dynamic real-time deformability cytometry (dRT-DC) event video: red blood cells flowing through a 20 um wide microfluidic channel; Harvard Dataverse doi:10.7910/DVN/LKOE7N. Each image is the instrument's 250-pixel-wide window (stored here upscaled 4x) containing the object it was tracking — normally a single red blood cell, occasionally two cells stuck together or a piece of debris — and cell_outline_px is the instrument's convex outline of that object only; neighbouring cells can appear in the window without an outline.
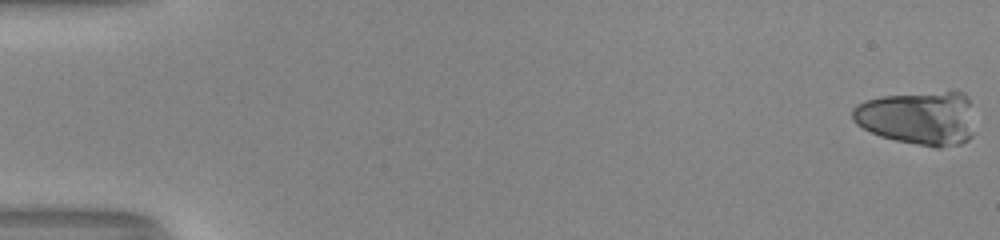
{"species": "human", "species_latin": "Homo sapiens", "temperature_condition": "room temperature", "stored_images_in_passage": 53, "camera_frame_rate_fps": 3000, "um_per_image_px": 0.085, "donor": {"sex": "male"}, "frame": {"image": 1, "passage_image": 1, "time_ms": 0.0, "image_size_px": [1000, 240], "cell_outline_px": [[972, 136], [968, 140], [960, 144], [940, 148], [936, 148], [896, 140], [880, 136], [856, 124], [852, 120], [852, 108], [856, 104], [868, 100], [884, 96], [948, 92], [964, 92], [968, 96], [972, 132]], "centroid_in_image_um": [78.03, 10.05], "position_along_channel_um": 7.0, "area_um2": 37.86}}
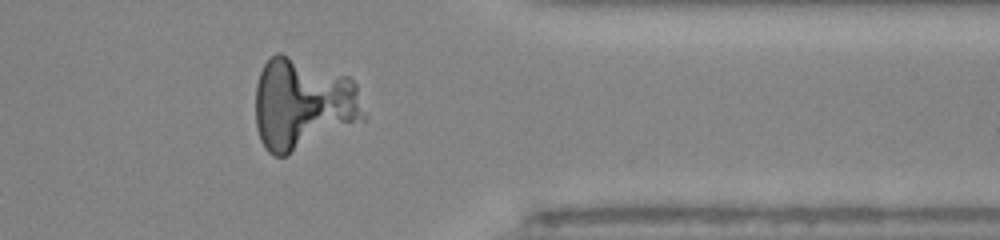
{"frame": {"image": 2, "passage_image": 44, "time_ms": 14.333, "image_size_px": [1000, 240], "cell_outline_px": [[364, 120], [288, 156], [272, 156], [264, 148], [260, 140], [256, 128], [256, 84], [260, 72], [264, 64], [276, 52], [280, 52], [348, 76], [356, 84], [364, 112]], "centroid_in_image_um": [25.72, 8.87], "position_along_channel_um": 385.7, "area_um2": 58.15}}
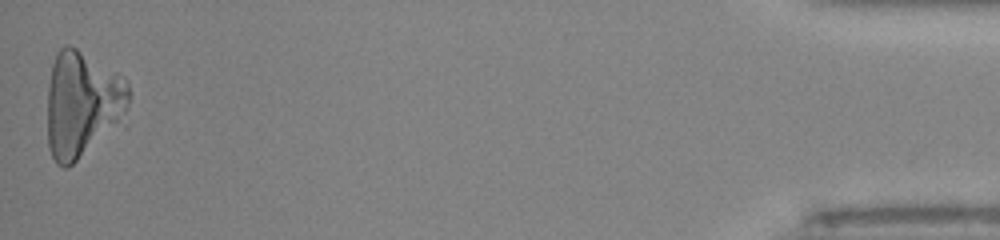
{"frame": {"image": 3, "passage_image": 53, "time_ms": 17.333, "image_size_px": [1000, 240], "cell_outline_px": [[128, 124], [68, 168], [64, 168], [56, 164], [48, 148], [48, 84], [52, 64], [56, 52], [64, 44], [68, 44], [76, 48], [124, 76], [128, 80]], "centroid_in_image_um": [7.06, 8.93], "position_along_channel_um": 428.1, "area_um2": 52.48}}